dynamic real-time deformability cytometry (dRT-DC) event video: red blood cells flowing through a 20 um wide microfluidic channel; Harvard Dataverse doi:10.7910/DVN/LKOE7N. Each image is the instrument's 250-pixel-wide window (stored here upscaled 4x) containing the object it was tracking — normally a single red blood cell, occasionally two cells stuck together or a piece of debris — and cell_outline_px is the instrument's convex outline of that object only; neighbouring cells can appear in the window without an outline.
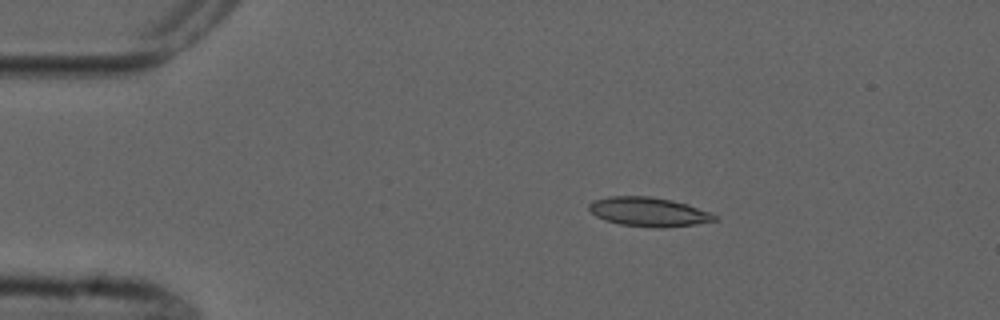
{"species": "common noctule bat (a hibernating species)", "species_latin": "Nyctalus noctula", "temperature_condition": "cold", "stored_images_in_passage": 4, "camera_frame_rate_fps": 3000, "um_per_image_px": 0.085, "animal": {"sex": "male", "forearm_length_mm": 52.5}, "frame": {"image": 1, "passage_image": 3, "time_ms": 2.333, "image_size_px": [1000, 320], "cell_outline_px": [[720, 220], [696, 224], [664, 228], [652, 228], [620, 224], [604, 220], [596, 216], [588, 208], [588, 204], [592, 200], [608, 196], [652, 196], [672, 200], [688, 204], [712, 212]], "centroid_in_image_um": [55.16, 18.01], "position_along_channel_um": 29.8, "area_um2": 21.73}}